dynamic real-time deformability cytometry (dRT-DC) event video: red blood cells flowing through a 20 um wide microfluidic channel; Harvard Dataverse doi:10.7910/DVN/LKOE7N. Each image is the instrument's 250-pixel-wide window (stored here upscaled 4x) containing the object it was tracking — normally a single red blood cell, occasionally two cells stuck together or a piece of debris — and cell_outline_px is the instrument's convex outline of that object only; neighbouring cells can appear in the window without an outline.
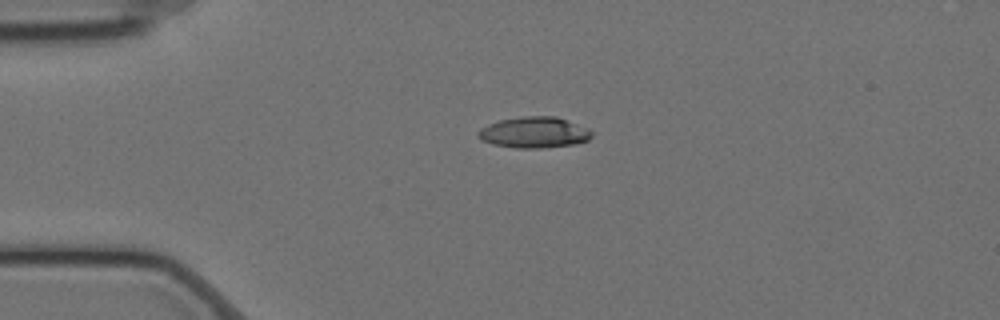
{"species": "Egyptian fruit bat (a non-hibernating species)", "species_latin": "Rousettus aegyptiacus", "temperature_condition": "cold", "stored_images_in_passage": 39, "camera_frame_rate_fps": 3000, "um_per_image_px": 0.085, "animal": {"sex": "female"}, "frame": {"image": 1, "passage_image": 1, "time_ms": 0.0, "image_size_px": [1000, 320], "cell_outline_px": [[592, 136], [588, 140], [576, 144], [540, 148], [516, 148], [492, 144], [476, 136], [476, 132], [480, 128], [488, 124], [500, 120], [524, 116], [556, 116], [588, 128], [592, 132]], "centroid_in_image_um": [45.4, 11.26], "position_along_channel_um": 39.6, "area_um2": 20.58}}
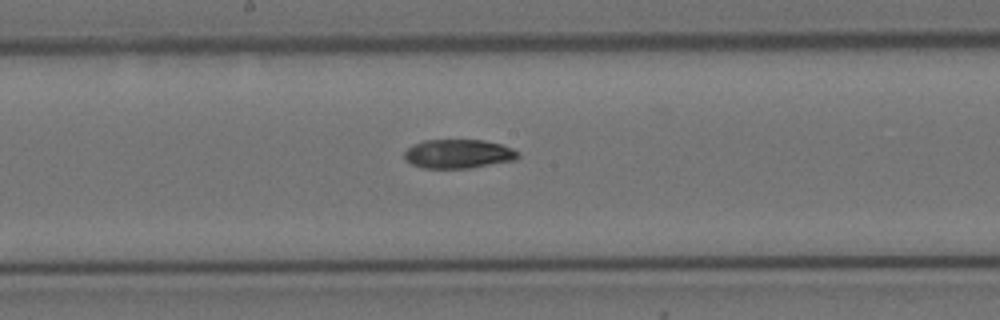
{"frame": {"image": 2, "passage_image": 18, "time_ms": 5.667, "image_size_px": [1000, 320], "cell_outline_px": [[520, 156], [516, 160], [472, 168], [420, 168], [404, 160], [404, 152], [412, 144], [424, 140], [484, 140], [500, 144], [512, 148], [520, 152]], "centroid_in_image_um": [38.96, 13.08], "position_along_channel_um": 209.2, "area_um2": 19.48}}
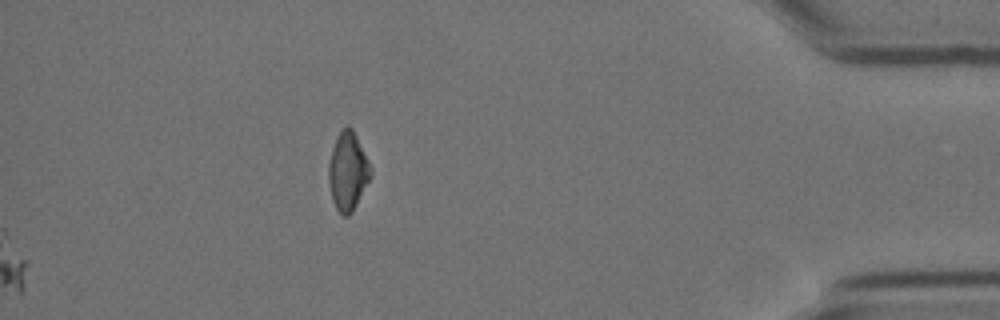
{"frame": {"image": 3, "passage_image": 39, "time_ms": 12.667, "image_size_px": [1000, 320], "cell_outline_px": [[372, 172], [352, 212], [348, 216], [344, 216], [336, 208], [332, 200], [328, 180], [328, 164], [332, 148], [336, 136], [348, 124], [352, 128], [372, 168]], "centroid_in_image_um": [29.54, 14.54], "position_along_channel_um": 405.7, "area_um2": 18.9}, "authors_computed_cell_mechanics": {"area_um2": 19.7098, "velocity_mm_per_s": 3.4944, "shape_relaxation_time_tau1_ms": null, "shape_relaxation_time_tau2_ms": 4.3779, "deformation_change_tau1": null, "deformation_change_tau2": 0.0653}}